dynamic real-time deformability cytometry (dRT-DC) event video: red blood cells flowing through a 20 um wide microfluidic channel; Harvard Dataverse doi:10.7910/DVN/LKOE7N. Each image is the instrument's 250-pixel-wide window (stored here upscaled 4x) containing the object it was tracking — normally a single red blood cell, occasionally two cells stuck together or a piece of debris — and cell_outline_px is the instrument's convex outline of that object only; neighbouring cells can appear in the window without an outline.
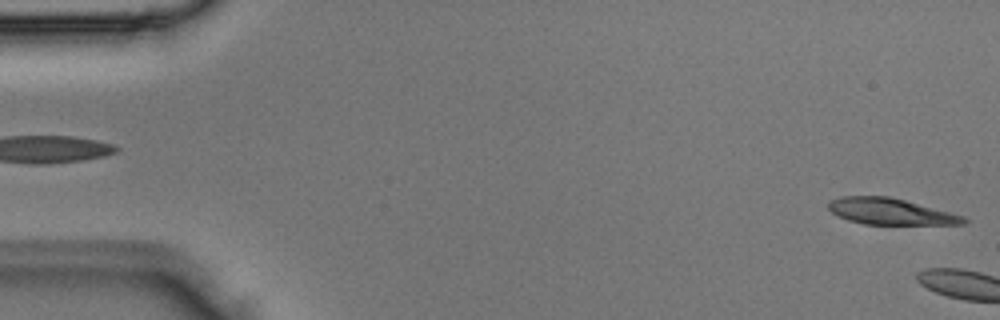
{"species": "Egyptian fruit bat (a non-hibernating species)", "species_latin": "Rousettus aegyptiacus", "temperature_condition": "room temperature", "stored_images_in_passage": 2, "camera_frame_rate_fps": 3000, "um_per_image_px": 0.085, "animal": {"sex": "male"}, "frame": {"image": 1, "passage_image": 2, "time_ms": 0.333, "image_size_px": [1000, 320], "cell_outline_px": [[968, 220], [964, 224], [864, 224], [848, 220], [832, 212], [828, 208], [828, 204], [832, 200], [844, 196], [888, 196], [904, 200], [964, 216]], "centroid_in_image_um": [75.68, 17.98], "position_along_channel_um": 9.3, "area_um2": 20.29}}